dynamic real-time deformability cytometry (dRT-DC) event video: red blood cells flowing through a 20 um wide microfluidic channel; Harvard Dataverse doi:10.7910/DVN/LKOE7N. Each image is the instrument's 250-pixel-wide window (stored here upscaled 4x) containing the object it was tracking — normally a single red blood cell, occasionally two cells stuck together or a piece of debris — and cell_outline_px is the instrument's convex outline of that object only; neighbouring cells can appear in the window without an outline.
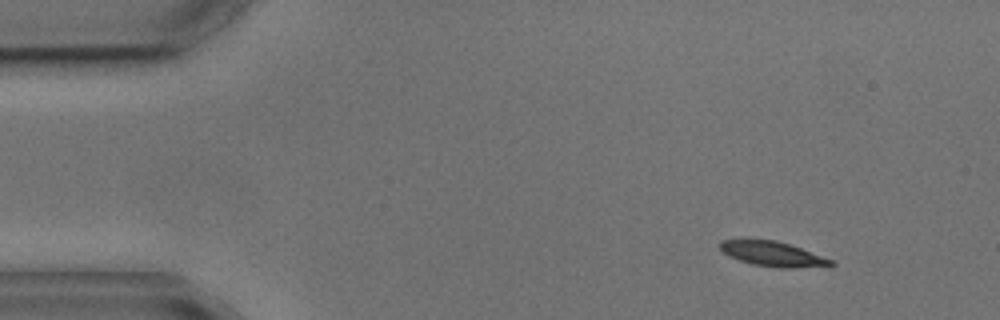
{"species": "common noctule bat (a hibernating species)", "species_latin": "Nyctalus noctula", "temperature_condition": "cold", "stored_images_in_passage": 2, "camera_frame_rate_fps": 3000, "um_per_image_px": 0.085, "animal": {"sex": "male", "body_mass_g": 17.9, "forearm_length_mm": 54.2}, "frame": {"image": 1, "passage_image": 2, "time_ms": 2.0, "image_size_px": [1000, 320], "cell_outline_px": [[836, 264], [796, 268], [780, 268], [752, 264], [728, 256], [720, 248], [720, 240], [776, 240], [800, 248], [832, 260]], "centroid_in_image_um": [65.64, 21.59], "position_along_channel_um": 19.4, "area_um2": 15.61}}